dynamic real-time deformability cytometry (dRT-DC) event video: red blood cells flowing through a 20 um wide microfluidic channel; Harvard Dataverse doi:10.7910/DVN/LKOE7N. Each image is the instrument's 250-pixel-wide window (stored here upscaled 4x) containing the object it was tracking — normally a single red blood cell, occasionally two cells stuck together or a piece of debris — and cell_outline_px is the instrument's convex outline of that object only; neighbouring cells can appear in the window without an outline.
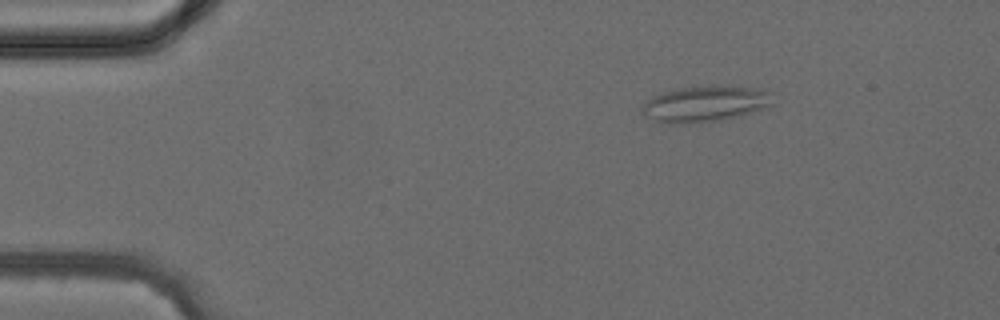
{"species": "common noctule bat (a hibernating species)", "species_latin": "Nyctalus noctula", "temperature_condition": "cold", "stored_images_in_passage": 42, "camera_frame_rate_fps": 3000, "um_per_image_px": 0.085, "animal": {"sex": "female", "body_mass_g": 24.6, "forearm_length_mm": 56.2}, "frame": {"image": 1, "passage_image": 7, "time_ms": 2.0, "image_size_px": [1000, 320], "cell_outline_px": [[776, 104], [744, 116], [720, 120], [684, 124], [668, 124], [644, 116], [640, 112], [640, 108], [652, 96], [664, 92], [680, 88], [764, 88], [772, 92]], "centroid_in_image_um": [60.0, 8.88], "position_along_channel_um": 25.0, "area_um2": 27.22}}
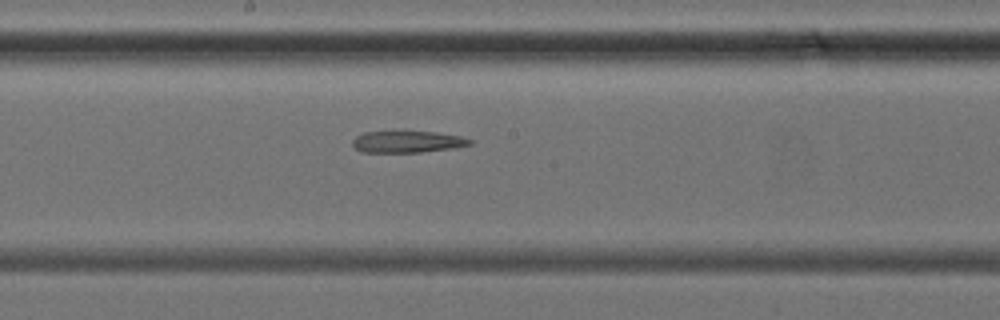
{"frame": {"image": 2, "passage_image": 23, "time_ms": 7.333, "image_size_px": [1000, 320], "cell_outline_px": [[472, 144], [452, 148], [420, 152], [360, 152], [352, 144], [352, 140], [356, 136], [364, 132], [436, 132], [460, 136], [472, 140]], "centroid_in_image_um": [34.61, 12.05], "position_along_channel_um": 213.6, "area_um2": 14.62}}
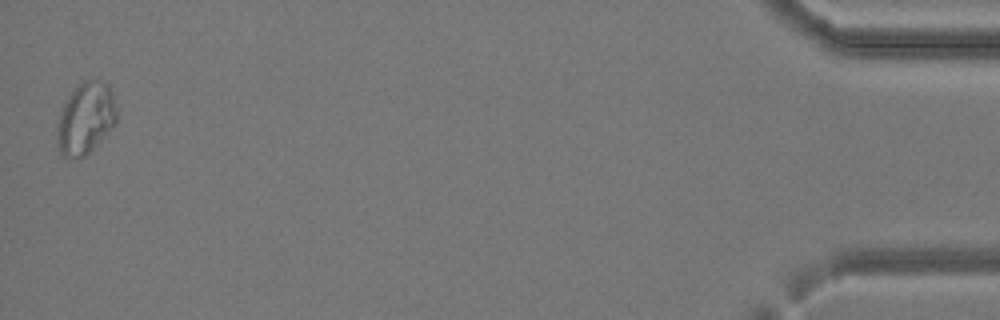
{"frame": {"image": 3, "passage_image": 42, "time_ms": 13.667, "image_size_px": [1000, 320], "cell_outline_px": [[116, 120], [108, 132], [84, 156], [64, 156], [60, 152], [56, 144], [56, 128], [60, 112], [64, 100], [84, 80], [104, 80], [108, 84], [112, 92], [116, 108]], "centroid_in_image_um": [7.25, 10.02], "position_along_channel_um": 427.9, "area_um2": 24.62}}